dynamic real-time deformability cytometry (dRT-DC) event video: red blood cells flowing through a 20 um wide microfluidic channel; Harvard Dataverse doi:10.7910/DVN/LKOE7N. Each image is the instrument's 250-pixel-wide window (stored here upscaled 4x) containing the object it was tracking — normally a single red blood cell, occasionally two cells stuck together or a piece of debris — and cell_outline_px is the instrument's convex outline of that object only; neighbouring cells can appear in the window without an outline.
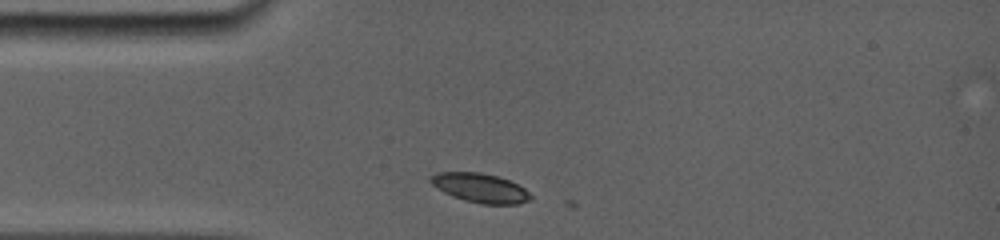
{"species": "common noctule bat (a hibernating species)", "species_latin": "Nyctalus noctula", "temperature_condition": "room temperature", "stored_images_in_passage": 3, "camera_frame_rate_fps": 5000, "um_per_image_px": 0.085, "animal": {"sex": "female", "body_mass_g": 19.0, "forearm_length_mm": 56.7}, "frame": {"image": 1, "passage_image": 1, "time_ms": 0.0, "image_size_px": [1000, 240], "cell_outline_px": [[532, 200], [516, 204], [480, 204], [464, 200], [452, 196], [436, 188], [428, 180], [436, 172], [480, 172], [496, 176], [508, 180], [524, 188], [532, 196]], "centroid_in_image_um": [40.8, 15.98], "position_along_channel_um": 44.2, "area_um2": 16.99}}